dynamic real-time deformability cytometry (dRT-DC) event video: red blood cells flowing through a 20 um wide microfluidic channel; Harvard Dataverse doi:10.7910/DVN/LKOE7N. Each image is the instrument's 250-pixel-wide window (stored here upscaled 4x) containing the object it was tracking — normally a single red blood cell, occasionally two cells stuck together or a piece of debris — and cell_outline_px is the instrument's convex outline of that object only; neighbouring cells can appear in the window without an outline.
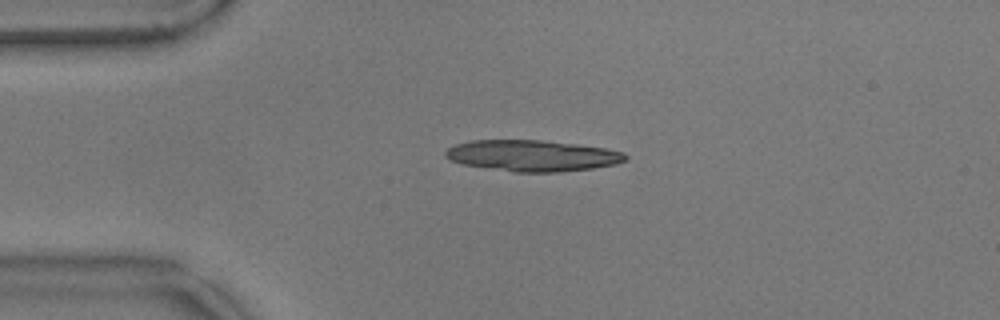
{"species": "common noctule bat (a hibernating species)", "species_latin": "Nyctalus noctula", "temperature_condition": "warm", "stored_images_in_passage": 5, "camera_frame_rate_fps": 3000, "um_per_image_px": 0.085, "animal": {"sex": "male", "body_mass_g": 17.9}, "frame": {"image": 1, "passage_image": 1, "time_ms": 0.0, "image_size_px": [1000, 320], "cell_outline_px": [[628, 156], [624, 160], [616, 164], [592, 168], [560, 172], [516, 172], [460, 164], [444, 156], [444, 152], [448, 148], [456, 144], [472, 140], [540, 140], [576, 144], [604, 148], [624, 152]], "centroid_in_image_um": [45.23, 13.23], "position_along_channel_um": 39.8, "area_um2": 32.6}}